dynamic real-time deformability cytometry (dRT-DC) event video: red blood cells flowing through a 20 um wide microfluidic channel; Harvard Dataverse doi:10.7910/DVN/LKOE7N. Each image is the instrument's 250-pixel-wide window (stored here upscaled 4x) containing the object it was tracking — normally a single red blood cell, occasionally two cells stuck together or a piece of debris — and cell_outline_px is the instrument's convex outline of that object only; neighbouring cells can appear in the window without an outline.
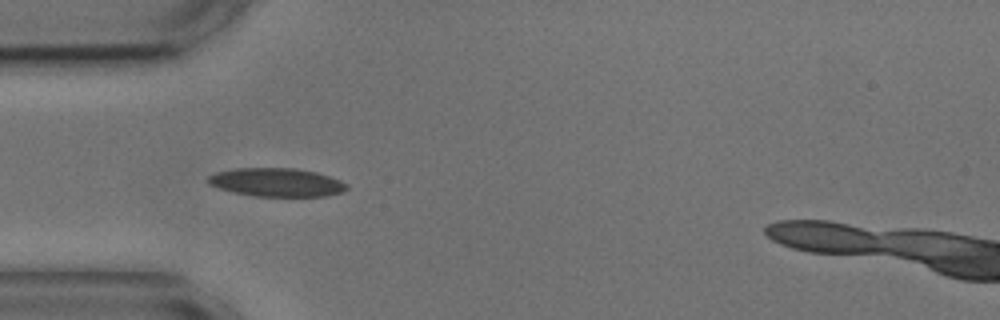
{"species": "common noctule bat (a hibernating species)", "species_latin": "Nyctalus noctula", "temperature_condition": "cold", "stored_images_in_passage": 3, "camera_frame_rate_fps": 3000, "um_per_image_px": 0.085, "animal": {"sex": "male", "body_mass_g": 17.9, "forearm_length_mm": 54.2}, "frame": {"image": 1, "passage_image": 3, "time_ms": 3.0, "image_size_px": [1000, 320], "cell_outline_px": [[348, 188], [344, 192], [328, 196], [256, 196], [236, 192], [220, 188], [208, 184], [208, 176], [216, 172], [236, 168], [296, 168], [316, 172], [340, 180], [348, 184]], "centroid_in_image_um": [23.56, 15.49], "position_along_channel_um": 61.4, "area_um2": 22.95}}